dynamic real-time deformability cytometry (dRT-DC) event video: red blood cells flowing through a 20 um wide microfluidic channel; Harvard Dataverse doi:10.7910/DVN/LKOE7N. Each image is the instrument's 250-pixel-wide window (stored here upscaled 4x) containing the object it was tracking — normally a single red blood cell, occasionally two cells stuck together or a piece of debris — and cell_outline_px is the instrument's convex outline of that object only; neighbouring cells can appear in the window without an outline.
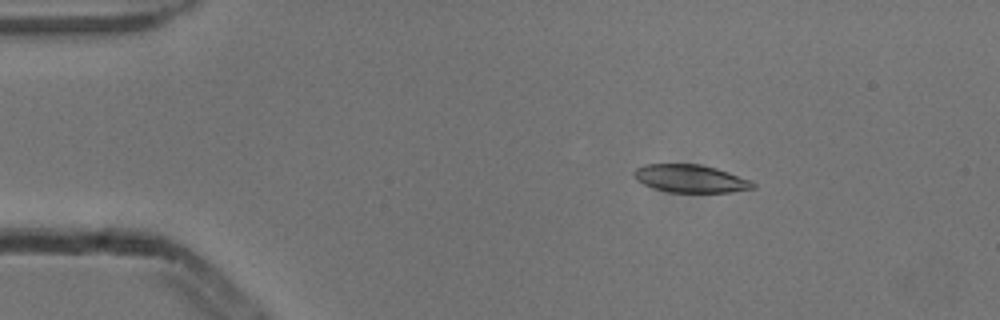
{"species": "common noctule bat (a hibernating species)", "species_latin": "Nyctalus noctula", "temperature_condition": "cold", "stored_images_in_passage": 5, "camera_frame_rate_fps": 3000, "um_per_image_px": 0.085, "animal": {"sex": "male", "body_mass_g": 13.3}, "frame": {"image": 1, "passage_image": 3, "time_ms": 0.667, "image_size_px": [1000, 320], "cell_outline_px": [[756, 188], [732, 192], [668, 192], [644, 184], [636, 180], [632, 176], [632, 172], [636, 168], [644, 164], [700, 164], [716, 168], [752, 180], [756, 184]], "centroid_in_image_um": [58.7, 15.18], "position_along_channel_um": 26.3, "area_um2": 19.42}}